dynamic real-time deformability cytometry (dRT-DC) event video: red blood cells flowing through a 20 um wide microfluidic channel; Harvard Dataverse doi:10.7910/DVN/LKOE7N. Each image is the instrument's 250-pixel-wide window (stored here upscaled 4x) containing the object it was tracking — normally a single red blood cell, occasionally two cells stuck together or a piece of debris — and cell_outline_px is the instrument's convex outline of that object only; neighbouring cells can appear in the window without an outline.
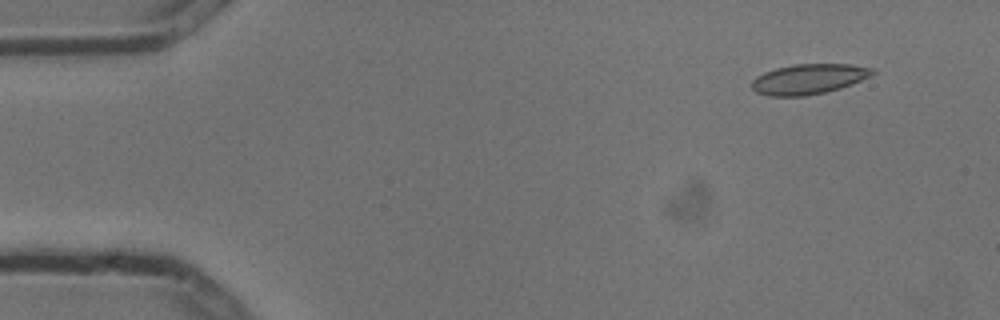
{"species": "common noctule bat (a hibernating species)", "species_latin": "Nyctalus noctula", "temperature_condition": "cold", "stored_images_in_passage": 4, "camera_frame_rate_fps": 3000, "um_per_image_px": 0.085, "animal": {"sex": "male", "body_mass_g": 13.3}, "frame": {"image": 1, "passage_image": 1, "time_ms": 0.0, "image_size_px": [1000, 320], "cell_outline_px": [[876, 72], [852, 84], [840, 88], [824, 92], [804, 96], [768, 96], [756, 92], [752, 88], [752, 80], [756, 76], [764, 72], [776, 68], [792, 64], [848, 64], [872, 68]], "centroid_in_image_um": [68.69, 6.72], "position_along_channel_um": 16.3, "area_um2": 21.1}}